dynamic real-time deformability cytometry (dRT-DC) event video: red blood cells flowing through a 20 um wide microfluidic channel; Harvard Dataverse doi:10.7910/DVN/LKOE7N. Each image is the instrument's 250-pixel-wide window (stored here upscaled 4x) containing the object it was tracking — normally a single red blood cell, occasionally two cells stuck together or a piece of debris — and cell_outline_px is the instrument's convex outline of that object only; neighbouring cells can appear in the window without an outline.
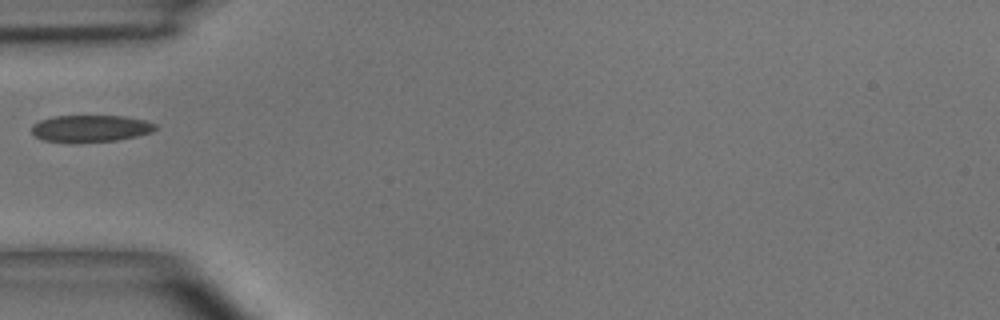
{"species": "common noctule bat (a hibernating species)", "species_latin": "Nyctalus noctula", "temperature_condition": "room temperature", "stored_images_in_passage": 6, "camera_frame_rate_fps": 3000, "um_per_image_px": 0.085, "animal": {"sex": "male", "body_mass_g": 15.6}, "frame": {"image": 1, "passage_image": 5, "time_ms": 4.667, "image_size_px": [1000, 320], "cell_outline_px": [[156, 128], [152, 132], [136, 136], [116, 140], [68, 144], [44, 140], [36, 136], [32, 132], [32, 124], [40, 120], [52, 116], [124, 116], [144, 120], [156, 124]], "centroid_in_image_um": [7.65, 10.93], "position_along_channel_um": 77.3, "area_um2": 19.65}}
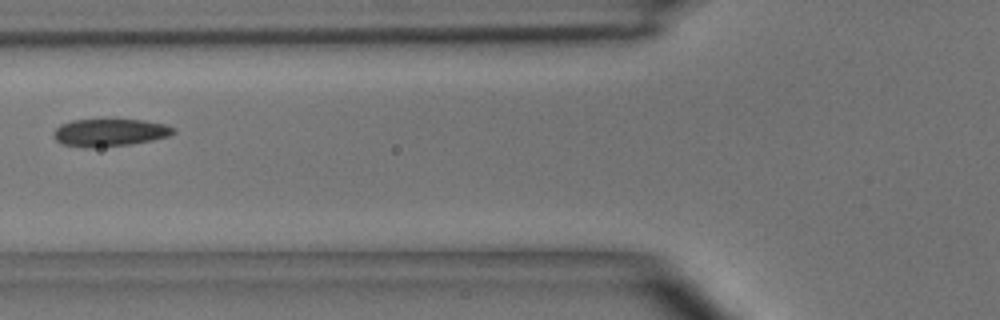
{"frame": {"image": 2, "passage_image": 6, "time_ms": 5.667, "image_size_px": [1000, 320], "cell_outline_px": [[176, 132], [168, 136], [152, 140], [132, 144], [92, 148], [84, 148], [64, 144], [56, 140], [52, 136], [52, 132], [60, 124], [72, 120], [144, 120], [164, 124], [176, 128]], "centroid_in_image_um": [9.31, 11.27], "position_along_channel_um": 116.5, "area_um2": 19.31}}